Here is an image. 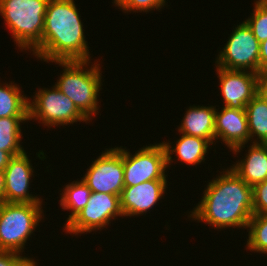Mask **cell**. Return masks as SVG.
Instances as JSON below:
<instances>
[{"label": "cell", "instance_id": "6da1fadb", "mask_svg": "<svg viewBox=\"0 0 267 266\" xmlns=\"http://www.w3.org/2000/svg\"><path fill=\"white\" fill-rule=\"evenodd\" d=\"M222 170L206 185L204 195L188 218L217 230L246 229L253 216V188L230 167Z\"/></svg>", "mask_w": 267, "mask_h": 266}, {"label": "cell", "instance_id": "7a4b0ae2", "mask_svg": "<svg viewBox=\"0 0 267 266\" xmlns=\"http://www.w3.org/2000/svg\"><path fill=\"white\" fill-rule=\"evenodd\" d=\"M74 0H49L41 42L32 50L46 61L90 60L83 22Z\"/></svg>", "mask_w": 267, "mask_h": 266}, {"label": "cell", "instance_id": "3957f363", "mask_svg": "<svg viewBox=\"0 0 267 266\" xmlns=\"http://www.w3.org/2000/svg\"><path fill=\"white\" fill-rule=\"evenodd\" d=\"M63 67L55 86L65 94L89 119L99 113L98 96L102 89V72L99 61H50ZM89 63H92L89 67ZM89 67V68H88Z\"/></svg>", "mask_w": 267, "mask_h": 266}, {"label": "cell", "instance_id": "277c9868", "mask_svg": "<svg viewBox=\"0 0 267 266\" xmlns=\"http://www.w3.org/2000/svg\"><path fill=\"white\" fill-rule=\"evenodd\" d=\"M49 0H0V15L16 46L32 50L41 42Z\"/></svg>", "mask_w": 267, "mask_h": 266}, {"label": "cell", "instance_id": "5b68a950", "mask_svg": "<svg viewBox=\"0 0 267 266\" xmlns=\"http://www.w3.org/2000/svg\"><path fill=\"white\" fill-rule=\"evenodd\" d=\"M43 203H0V250L22 254L27 240L44 220Z\"/></svg>", "mask_w": 267, "mask_h": 266}, {"label": "cell", "instance_id": "8992f818", "mask_svg": "<svg viewBox=\"0 0 267 266\" xmlns=\"http://www.w3.org/2000/svg\"><path fill=\"white\" fill-rule=\"evenodd\" d=\"M51 88H38L32 96V101L29 97L30 121L38 120V123L41 122L48 128L73 125L75 122L90 123V120L76 107L72 100L55 85Z\"/></svg>", "mask_w": 267, "mask_h": 266}, {"label": "cell", "instance_id": "52a82bcc", "mask_svg": "<svg viewBox=\"0 0 267 266\" xmlns=\"http://www.w3.org/2000/svg\"><path fill=\"white\" fill-rule=\"evenodd\" d=\"M219 51L215 66L259 73L260 43L245 21L237 24Z\"/></svg>", "mask_w": 267, "mask_h": 266}, {"label": "cell", "instance_id": "ba28073f", "mask_svg": "<svg viewBox=\"0 0 267 266\" xmlns=\"http://www.w3.org/2000/svg\"><path fill=\"white\" fill-rule=\"evenodd\" d=\"M117 217H124L120 206V196L91 192L86 206L72 220L64 224L63 231L70 235L101 231Z\"/></svg>", "mask_w": 267, "mask_h": 266}, {"label": "cell", "instance_id": "9c48e42d", "mask_svg": "<svg viewBox=\"0 0 267 266\" xmlns=\"http://www.w3.org/2000/svg\"><path fill=\"white\" fill-rule=\"evenodd\" d=\"M131 154L123 148L124 186L151 180H167L166 151L162 143L148 144Z\"/></svg>", "mask_w": 267, "mask_h": 266}, {"label": "cell", "instance_id": "30bf717a", "mask_svg": "<svg viewBox=\"0 0 267 266\" xmlns=\"http://www.w3.org/2000/svg\"><path fill=\"white\" fill-rule=\"evenodd\" d=\"M87 168L82 180L91 192L121 195L124 186L123 148H106Z\"/></svg>", "mask_w": 267, "mask_h": 266}, {"label": "cell", "instance_id": "8fae6325", "mask_svg": "<svg viewBox=\"0 0 267 266\" xmlns=\"http://www.w3.org/2000/svg\"><path fill=\"white\" fill-rule=\"evenodd\" d=\"M215 67L224 106L245 109V106L258 94V74Z\"/></svg>", "mask_w": 267, "mask_h": 266}, {"label": "cell", "instance_id": "7c38bea8", "mask_svg": "<svg viewBox=\"0 0 267 266\" xmlns=\"http://www.w3.org/2000/svg\"><path fill=\"white\" fill-rule=\"evenodd\" d=\"M26 151L13 156L6 168L4 202L42 203V198L29 193L30 180L34 177V167Z\"/></svg>", "mask_w": 267, "mask_h": 266}, {"label": "cell", "instance_id": "4fadbf2b", "mask_svg": "<svg viewBox=\"0 0 267 266\" xmlns=\"http://www.w3.org/2000/svg\"><path fill=\"white\" fill-rule=\"evenodd\" d=\"M220 140L235 155L249 144L250 133L245 109L222 106L215 111V141Z\"/></svg>", "mask_w": 267, "mask_h": 266}, {"label": "cell", "instance_id": "5bb4252c", "mask_svg": "<svg viewBox=\"0 0 267 266\" xmlns=\"http://www.w3.org/2000/svg\"><path fill=\"white\" fill-rule=\"evenodd\" d=\"M167 180H151L135 186L124 187L120 195V206L125 217L141 216L153 210L164 198ZM148 210V211H147Z\"/></svg>", "mask_w": 267, "mask_h": 266}, {"label": "cell", "instance_id": "9a60e30c", "mask_svg": "<svg viewBox=\"0 0 267 266\" xmlns=\"http://www.w3.org/2000/svg\"><path fill=\"white\" fill-rule=\"evenodd\" d=\"M178 127V133L206 139L211 145L215 143L216 106H190Z\"/></svg>", "mask_w": 267, "mask_h": 266}, {"label": "cell", "instance_id": "2e32d148", "mask_svg": "<svg viewBox=\"0 0 267 266\" xmlns=\"http://www.w3.org/2000/svg\"><path fill=\"white\" fill-rule=\"evenodd\" d=\"M244 159L236 161L230 168L249 186L267 180V144L249 143Z\"/></svg>", "mask_w": 267, "mask_h": 266}, {"label": "cell", "instance_id": "e0dca14e", "mask_svg": "<svg viewBox=\"0 0 267 266\" xmlns=\"http://www.w3.org/2000/svg\"><path fill=\"white\" fill-rule=\"evenodd\" d=\"M181 137L175 141V146L169 141L162 142L167 157V167L172 165L171 163L174 162L172 159V155L175 154L178 161L180 163L188 165V166H196L198 164L203 163L206 159V153L208 149H210L211 144L203 138L194 137L191 135H187L184 133H180Z\"/></svg>", "mask_w": 267, "mask_h": 266}, {"label": "cell", "instance_id": "ac0fdd59", "mask_svg": "<svg viewBox=\"0 0 267 266\" xmlns=\"http://www.w3.org/2000/svg\"><path fill=\"white\" fill-rule=\"evenodd\" d=\"M10 82H0V118L29 117V96L23 93L19 85Z\"/></svg>", "mask_w": 267, "mask_h": 266}, {"label": "cell", "instance_id": "d6986e66", "mask_svg": "<svg viewBox=\"0 0 267 266\" xmlns=\"http://www.w3.org/2000/svg\"><path fill=\"white\" fill-rule=\"evenodd\" d=\"M245 110L250 133V143L267 144V99L258 93L245 106Z\"/></svg>", "mask_w": 267, "mask_h": 266}, {"label": "cell", "instance_id": "ffe728a7", "mask_svg": "<svg viewBox=\"0 0 267 266\" xmlns=\"http://www.w3.org/2000/svg\"><path fill=\"white\" fill-rule=\"evenodd\" d=\"M29 121V117L0 118V150L8 152L12 157L25 152L21 123ZM21 143V144H20Z\"/></svg>", "mask_w": 267, "mask_h": 266}, {"label": "cell", "instance_id": "44dd1931", "mask_svg": "<svg viewBox=\"0 0 267 266\" xmlns=\"http://www.w3.org/2000/svg\"><path fill=\"white\" fill-rule=\"evenodd\" d=\"M91 190L87 184L81 180H74L65 185L60 193V206L63 210L71 211L66 219V224L72 220L88 203Z\"/></svg>", "mask_w": 267, "mask_h": 266}, {"label": "cell", "instance_id": "7402d4cb", "mask_svg": "<svg viewBox=\"0 0 267 266\" xmlns=\"http://www.w3.org/2000/svg\"><path fill=\"white\" fill-rule=\"evenodd\" d=\"M247 231L246 250L267 254V214L253 215Z\"/></svg>", "mask_w": 267, "mask_h": 266}, {"label": "cell", "instance_id": "603a6c76", "mask_svg": "<svg viewBox=\"0 0 267 266\" xmlns=\"http://www.w3.org/2000/svg\"><path fill=\"white\" fill-rule=\"evenodd\" d=\"M254 9L245 22L259 43L267 39V0H255Z\"/></svg>", "mask_w": 267, "mask_h": 266}, {"label": "cell", "instance_id": "cb8c5ba5", "mask_svg": "<svg viewBox=\"0 0 267 266\" xmlns=\"http://www.w3.org/2000/svg\"><path fill=\"white\" fill-rule=\"evenodd\" d=\"M166 0H126L118 9L124 11V13L128 12H149L164 9L166 5Z\"/></svg>", "mask_w": 267, "mask_h": 266}, {"label": "cell", "instance_id": "d4e9b609", "mask_svg": "<svg viewBox=\"0 0 267 266\" xmlns=\"http://www.w3.org/2000/svg\"><path fill=\"white\" fill-rule=\"evenodd\" d=\"M253 188V215L267 214V180Z\"/></svg>", "mask_w": 267, "mask_h": 266}, {"label": "cell", "instance_id": "484cf974", "mask_svg": "<svg viewBox=\"0 0 267 266\" xmlns=\"http://www.w3.org/2000/svg\"><path fill=\"white\" fill-rule=\"evenodd\" d=\"M13 251L0 250V266H38L33 257L28 258Z\"/></svg>", "mask_w": 267, "mask_h": 266}, {"label": "cell", "instance_id": "4316f807", "mask_svg": "<svg viewBox=\"0 0 267 266\" xmlns=\"http://www.w3.org/2000/svg\"><path fill=\"white\" fill-rule=\"evenodd\" d=\"M267 72V39L260 43L259 73Z\"/></svg>", "mask_w": 267, "mask_h": 266}, {"label": "cell", "instance_id": "83f0119b", "mask_svg": "<svg viewBox=\"0 0 267 266\" xmlns=\"http://www.w3.org/2000/svg\"><path fill=\"white\" fill-rule=\"evenodd\" d=\"M258 93L267 99V72L258 73Z\"/></svg>", "mask_w": 267, "mask_h": 266}, {"label": "cell", "instance_id": "f1b7e54d", "mask_svg": "<svg viewBox=\"0 0 267 266\" xmlns=\"http://www.w3.org/2000/svg\"><path fill=\"white\" fill-rule=\"evenodd\" d=\"M11 158L12 156L8 152L0 150V169L1 170H4L6 168Z\"/></svg>", "mask_w": 267, "mask_h": 266}, {"label": "cell", "instance_id": "f546056e", "mask_svg": "<svg viewBox=\"0 0 267 266\" xmlns=\"http://www.w3.org/2000/svg\"><path fill=\"white\" fill-rule=\"evenodd\" d=\"M5 175L4 170L0 169V203L4 202Z\"/></svg>", "mask_w": 267, "mask_h": 266}, {"label": "cell", "instance_id": "4dcf8cb0", "mask_svg": "<svg viewBox=\"0 0 267 266\" xmlns=\"http://www.w3.org/2000/svg\"><path fill=\"white\" fill-rule=\"evenodd\" d=\"M126 0H114L112 3L115 4V7H120Z\"/></svg>", "mask_w": 267, "mask_h": 266}]
</instances>
